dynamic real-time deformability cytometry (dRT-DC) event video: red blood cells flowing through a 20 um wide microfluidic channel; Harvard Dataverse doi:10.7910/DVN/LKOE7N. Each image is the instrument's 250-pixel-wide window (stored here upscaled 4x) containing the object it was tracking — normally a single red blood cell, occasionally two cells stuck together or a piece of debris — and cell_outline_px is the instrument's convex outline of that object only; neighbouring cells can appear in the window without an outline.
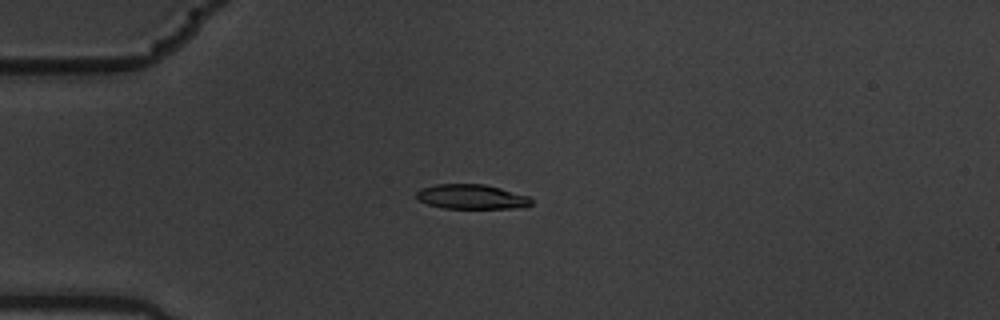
{"species": "common noctule bat (a hibernating species)", "species_latin": "Nyctalus noctula", "temperature_condition": "warm", "stored_images_in_passage": 10, "camera_frame_rate_fps": 3000, "um_per_image_px": 0.085, "animal": {"sex": "male", "body_mass_g": 19.5, "forearm_length_mm": 54.6}, "frame": {"image": 1, "passage_image": 4, "time_ms": 1.0, "image_size_px": [1000, 320], "cell_outline_px": [[532, 204], [524, 208], [444, 208], [428, 204], [416, 200], [416, 192], [420, 188], [436, 184], [484, 184], [500, 188], [528, 196], [532, 200]], "centroid_in_image_um": [40.06, 16.72], "position_along_channel_um": 44.9, "area_um2": 16.59}}
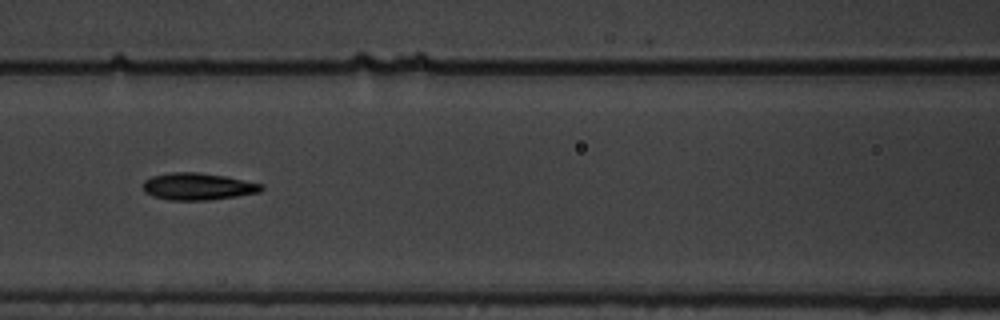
{"frame": {"image": 2, "passage_image": 7, "time_ms": 2.0, "image_size_px": [1000, 320], "cell_outline_px": [[264, 188], [260, 192], [236, 196], [208, 200], [168, 200], [152, 196], [144, 192], [144, 180], [152, 176], [172, 172], [196, 172], [224, 176], [260, 184]], "centroid_in_image_um": [16.77, 15.85], "position_along_channel_um": 149.8, "area_um2": 18.44}}
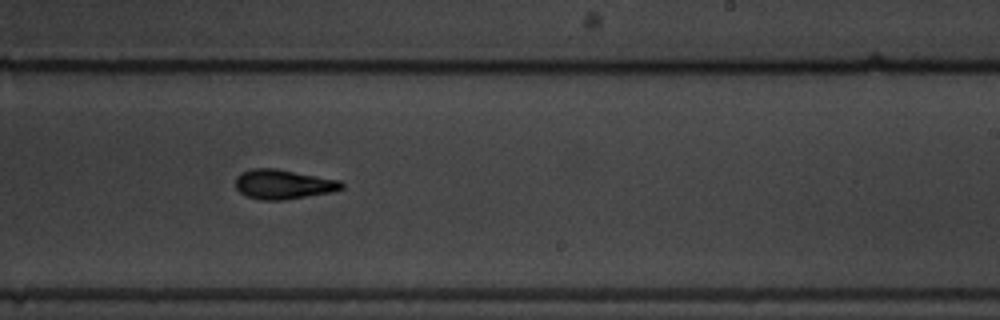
{"frame": {"image": 3, "passage_image": 10, "time_ms": 3.0, "image_size_px": [1000, 320], "cell_outline_px": [[344, 188], [332, 192], [284, 200], [260, 200], [248, 196], [240, 192], [236, 188], [236, 176], [240, 172], [252, 168], [276, 168], [340, 180], [344, 184]], "centroid_in_image_um": [24.08, 15.66], "position_along_channel_um": 264.9, "area_um2": 18.38}}